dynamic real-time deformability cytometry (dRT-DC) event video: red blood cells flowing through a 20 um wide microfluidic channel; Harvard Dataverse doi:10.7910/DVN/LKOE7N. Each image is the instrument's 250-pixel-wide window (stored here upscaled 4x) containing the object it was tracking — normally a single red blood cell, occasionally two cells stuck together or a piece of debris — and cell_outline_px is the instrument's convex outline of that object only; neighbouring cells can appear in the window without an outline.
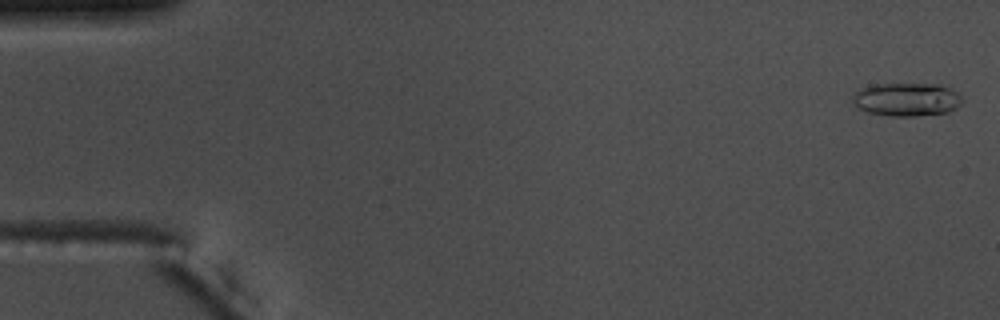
{"species": "common noctule bat (a hibernating species)", "species_latin": "Nyctalus noctula", "temperature_condition": "warm", "stored_images_in_passage": 16, "camera_frame_rate_fps": 3000, "um_per_image_px": 0.085, "animal": {"sex": "male", "body_mass_g": 17.5, "forearm_length_mm": 52.3}, "frame": {"image": 1, "passage_image": 1, "time_ms": 0.0, "image_size_px": [1000, 320], "cell_outline_px": [[964, 100], [956, 108], [948, 112], [916, 116], [888, 116], [868, 112], [856, 108], [852, 100], [852, 92], [860, 88], [872, 84], [936, 84], [948, 88], [956, 92]], "centroid_in_image_um": [77.0, 8.45], "position_along_channel_um": 8.0, "area_um2": 21.5}}